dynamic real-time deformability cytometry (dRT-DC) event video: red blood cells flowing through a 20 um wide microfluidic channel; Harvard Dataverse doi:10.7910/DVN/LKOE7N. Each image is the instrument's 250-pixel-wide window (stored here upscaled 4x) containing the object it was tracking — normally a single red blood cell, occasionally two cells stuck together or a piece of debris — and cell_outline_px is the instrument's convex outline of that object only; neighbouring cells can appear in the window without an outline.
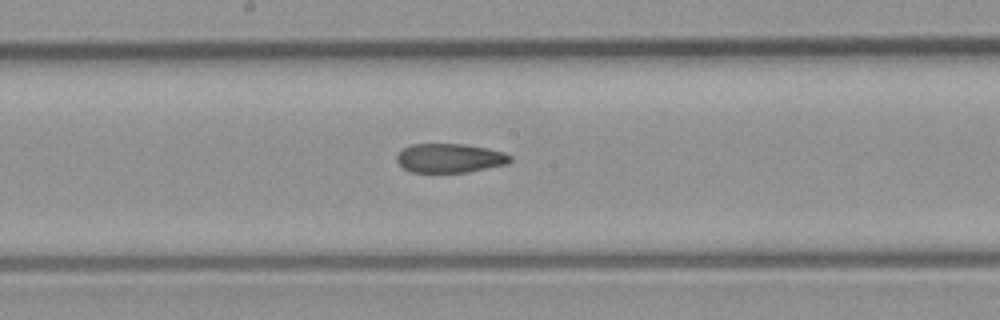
{"species": "common noctule bat (a hibernating species)", "species_latin": "Nyctalus noctula", "temperature_condition": "room temperature", "stored_images_in_passage": 24, "camera_frame_rate_fps": 3000, "um_per_image_px": 0.085, "animal": {"sex": "male", "body_mass_g": 23.1, "forearm_length_mm": 52.7}, "frame": {"image": 1, "passage_image": 14, "time_ms": 4.333, "image_size_px": [1000, 320], "cell_outline_px": [[512, 160], [508, 164], [468, 172], [412, 172], [404, 168], [396, 160], [396, 156], [404, 148], [412, 144], [464, 144], [488, 148], [504, 152], [512, 156]], "centroid_in_image_um": [38.27, 13.44], "position_along_channel_um": 209.9, "area_um2": 19.25}}